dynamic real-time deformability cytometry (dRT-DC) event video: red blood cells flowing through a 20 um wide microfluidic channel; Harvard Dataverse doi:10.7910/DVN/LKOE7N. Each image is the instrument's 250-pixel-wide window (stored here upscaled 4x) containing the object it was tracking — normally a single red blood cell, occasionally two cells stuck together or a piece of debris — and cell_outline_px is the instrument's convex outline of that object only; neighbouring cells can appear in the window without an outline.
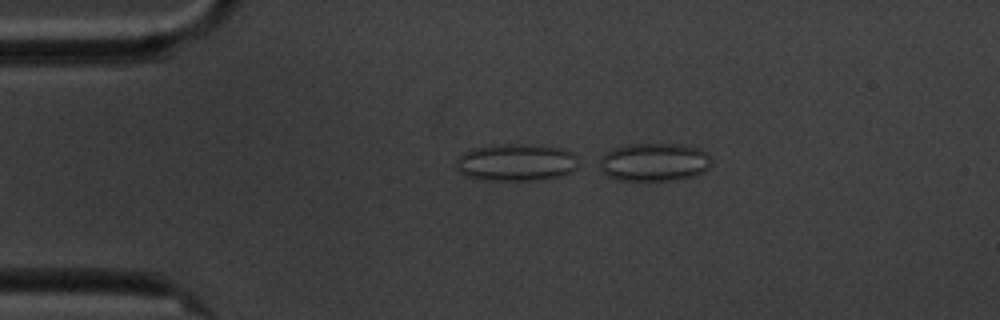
{"species": "common noctule bat (a hibernating species)", "species_latin": "Nyctalus noctula", "temperature_condition": "cold", "stored_images_in_passage": 5, "camera_frame_rate_fps": 3000, "um_per_image_px": 0.085, "animal": {"sex": "male", "body_mass_g": 20.1, "forearm_length_mm": 53.5}, "frame": {"image": 1, "passage_image": 3, "time_ms": 2.333, "image_size_px": [1000, 320], "cell_outline_px": [[712, 164], [704, 172], [696, 176], [672, 180], [616, 180], [608, 176], [600, 168], [600, 160], [612, 148], [628, 144], [680, 144], [700, 148], [712, 160]], "centroid_in_image_um": [55.64, 13.78], "position_along_channel_um": 29.4, "area_um2": 24.91}}
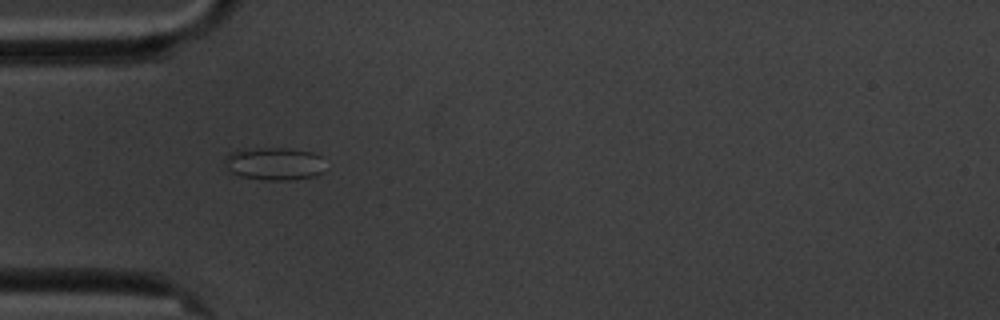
{"frame": {"image": 2, "passage_image": 5, "time_ms": 4.667, "image_size_px": [1000, 320], "cell_outline_px": [[320, 172], [312, 176], [288, 180], [264, 180], [240, 176], [232, 172], [228, 168], [224, 160], [224, 156], [228, 152], [264, 148], [288, 148], [312, 152], [320, 156]], "centroid_in_image_um": [23.24, 13.91], "position_along_channel_um": 61.8, "area_um2": 18.67}}